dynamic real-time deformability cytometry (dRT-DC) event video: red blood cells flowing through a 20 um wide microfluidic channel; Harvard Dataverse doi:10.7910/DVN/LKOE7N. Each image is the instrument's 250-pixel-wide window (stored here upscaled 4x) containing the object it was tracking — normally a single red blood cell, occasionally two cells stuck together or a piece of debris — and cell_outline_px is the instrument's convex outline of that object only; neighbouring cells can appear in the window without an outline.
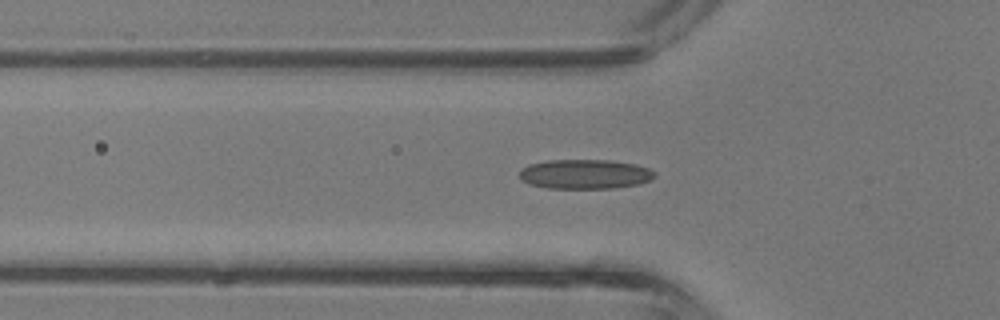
{"species": "common noctule bat (a hibernating species)", "species_latin": "Nyctalus noctula", "temperature_condition": "room temperature", "stored_images_in_passage": 32, "camera_frame_rate_fps": 3000, "um_per_image_px": 0.085, "animal": {"sex": "male", "body_mass_g": 13.3}, "frame": {"image": 1, "passage_image": 8, "time_ms": 2.333, "image_size_px": [1000, 320], "cell_outline_px": [[656, 176], [640, 184], [616, 188], [548, 188], [528, 184], [520, 176], [520, 172], [528, 164], [548, 160], [608, 160], [636, 164], [648, 168], [656, 172]], "centroid_in_image_um": [49.75, 14.8], "position_along_channel_um": 76.0, "area_um2": 23.24}}
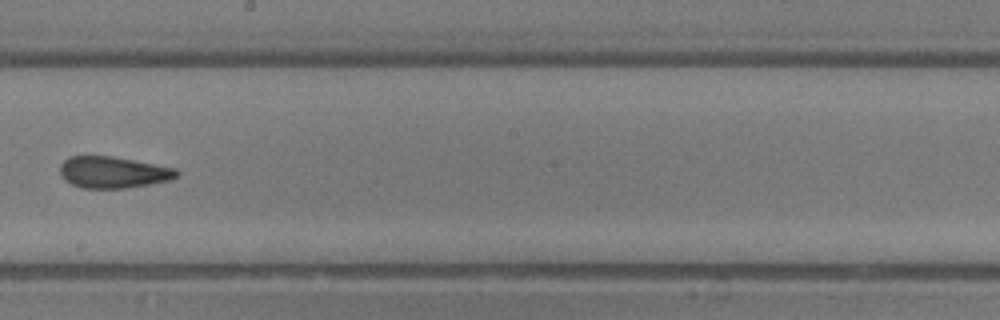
{"frame": {"image": 2, "passage_image": 18, "time_ms": 5.667, "image_size_px": [1000, 320], "cell_outline_px": [[180, 176], [168, 180], [128, 188], [84, 188], [72, 184], [64, 180], [60, 172], [60, 164], [68, 156], [112, 156], [176, 168], [180, 172]], "centroid_in_image_um": [9.61, 14.64], "position_along_channel_um": 238.6, "area_um2": 21.44}}
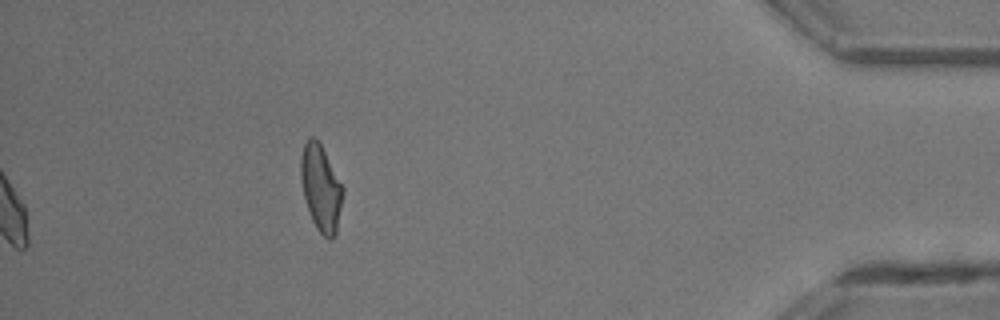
{"frame": {"image": 3, "passage_image": 32, "time_ms": 10.333, "image_size_px": [1000, 320], "cell_outline_px": [[344, 192], [336, 232], [332, 240], [328, 240], [316, 228], [312, 220], [304, 196], [300, 180], [300, 160], [304, 144], [308, 136], [312, 136], [320, 144], [344, 188]], "centroid_in_image_um": [27.27, 15.99], "position_along_channel_um": 407.9, "area_um2": 20.98}, "authors_computed_cell_mechanics": {"area_um2": 21.675, "velocity_mm_per_s": 4.8487, "shape_relaxation_time_tau1_ms": null, "shape_relaxation_time_tau2_ms": 1.4761, "deformation_change_tau1": null, "deformation_change_tau2": 0.0992}}